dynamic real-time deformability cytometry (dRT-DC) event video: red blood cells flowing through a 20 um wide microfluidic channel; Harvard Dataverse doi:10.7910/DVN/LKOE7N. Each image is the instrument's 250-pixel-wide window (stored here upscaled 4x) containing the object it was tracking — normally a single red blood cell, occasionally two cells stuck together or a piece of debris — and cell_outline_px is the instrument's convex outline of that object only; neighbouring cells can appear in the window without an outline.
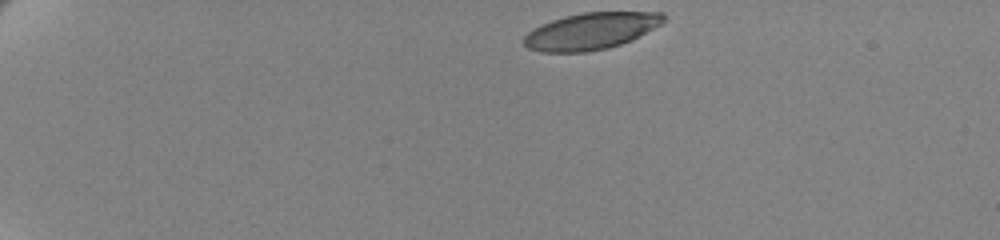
{"species": "human", "species_latin": "Homo sapiens", "temperature_condition": "cold", "stored_images_in_passage": 49, "camera_frame_rate_fps": 3000, "um_per_image_px": 0.085, "donor": {"sex": "female"}, "frame": {"image": 1, "passage_image": 1, "time_ms": 0.0, "image_size_px": [1000, 240], "cell_outline_px": [[668, 20], [640, 36], [632, 40], [608, 48], [584, 52], [540, 52], [528, 48], [524, 44], [524, 36], [532, 28], [552, 20], [564, 16], [584, 12], [664, 12], [668, 16]], "centroid_in_image_um": [50.27, 2.63], "position_along_channel_um": 34.7, "area_um2": 30.11}}
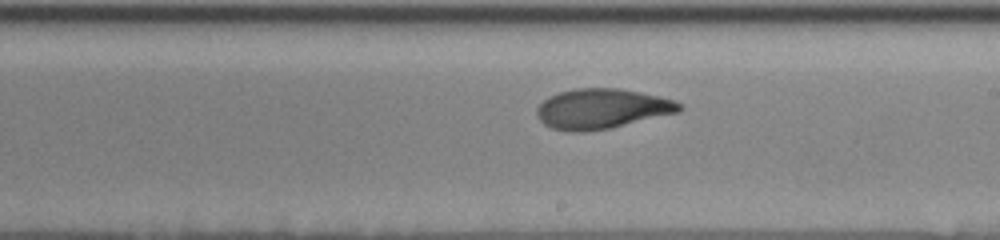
{"frame": {"image": 2, "passage_image": 27, "time_ms": 8.667, "image_size_px": [1000, 240], "cell_outline_px": [[684, 108], [680, 112], [608, 128], [584, 132], [572, 132], [552, 128], [544, 124], [536, 116], [536, 108], [548, 96], [572, 88], [620, 88], [660, 96], [676, 100]], "centroid_in_image_um": [51.15, 9.23], "position_along_channel_um": 237.8, "area_um2": 33.35}}
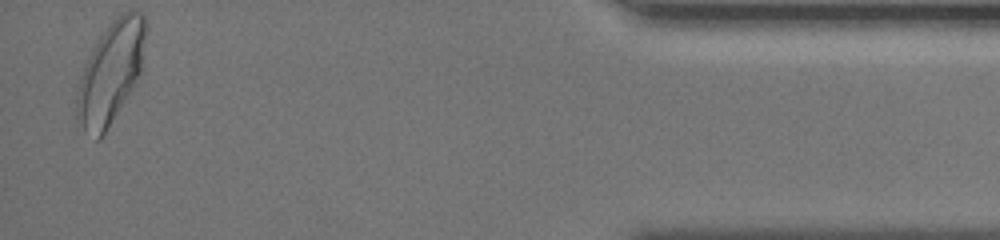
{"frame": {"image": 3, "passage_image": 48, "time_ms": 15.667, "image_size_px": [1000, 240], "cell_outline_px": [[148, 28], [140, 72], [104, 132], [96, 140], [84, 128], [76, 116], [76, 96], [80, 80], [84, 68], [92, 48], [108, 24], [120, 12], [144, 12], [148, 20]], "centroid_in_image_um": [9.44, 6.03], "position_along_channel_um": 425.8, "area_um2": 39.65}, "authors_computed_cell_mechanics": {"area_um2": 32.8304, "velocity_mm_per_s": 3.436, "shape_relaxation_time_tau1_ms": 4.8028, "shape_relaxation_time_tau2_ms": 1.496, "deformation_change_tau1": 0.1945, "deformation_change_tau2": 0.0736}}